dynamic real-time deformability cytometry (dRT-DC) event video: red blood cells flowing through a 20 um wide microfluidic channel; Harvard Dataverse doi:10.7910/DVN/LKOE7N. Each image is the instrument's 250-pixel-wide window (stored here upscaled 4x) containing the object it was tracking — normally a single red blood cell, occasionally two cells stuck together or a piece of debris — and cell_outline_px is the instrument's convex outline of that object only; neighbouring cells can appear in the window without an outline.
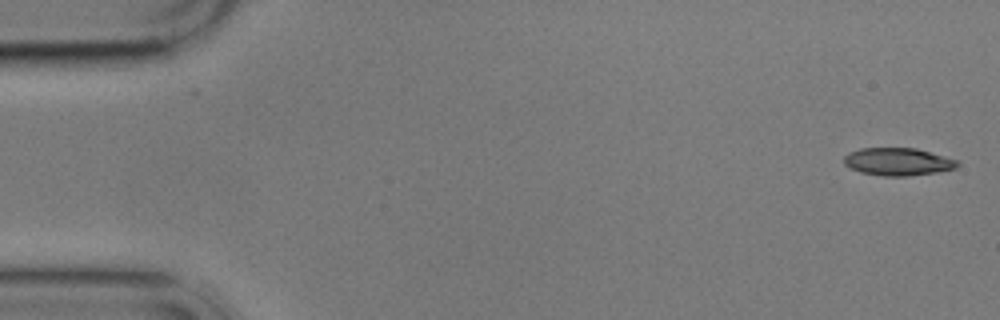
{"species": "common noctule bat (a hibernating species)", "species_latin": "Nyctalus noctula", "temperature_condition": "cold", "stored_images_in_passage": 5, "camera_frame_rate_fps": 3000, "um_per_image_px": 0.085, "animal": {"sex": "male", "body_mass_g": 17.9}, "frame": {"image": 1, "passage_image": 1, "time_ms": 0.0, "image_size_px": [1000, 320], "cell_outline_px": [[960, 164], [956, 168], [936, 172], [908, 176], [884, 176], [860, 172], [844, 164], [844, 156], [848, 152], [860, 148], [916, 148], [960, 160]], "centroid_in_image_um": [76.34, 13.74], "position_along_channel_um": 8.7, "area_um2": 18.38}}
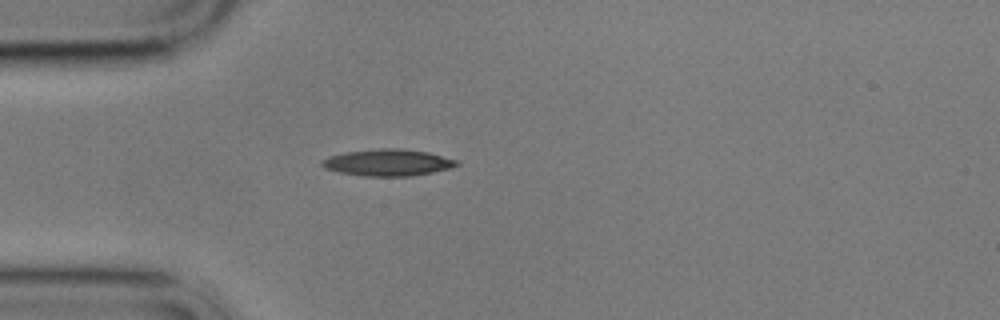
{"frame": {"image": 2, "passage_image": 4, "time_ms": 4.667, "image_size_px": [1000, 320], "cell_outline_px": [[460, 164], [452, 168], [412, 176], [364, 176], [340, 172], [324, 168], [320, 164], [320, 160], [328, 156], [344, 152], [380, 148], [400, 148], [428, 152], [460, 160]], "centroid_in_image_um": [32.98, 13.81], "position_along_channel_um": 52.0, "area_um2": 21.21}}